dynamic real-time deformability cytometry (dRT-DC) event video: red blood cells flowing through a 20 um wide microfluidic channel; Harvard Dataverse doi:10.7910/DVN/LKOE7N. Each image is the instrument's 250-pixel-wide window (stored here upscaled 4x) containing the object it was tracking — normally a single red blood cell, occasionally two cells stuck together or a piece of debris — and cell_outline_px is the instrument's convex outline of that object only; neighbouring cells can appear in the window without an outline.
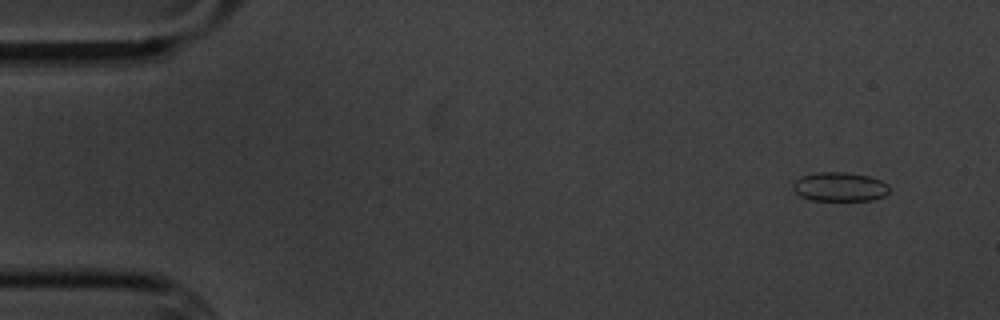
{"species": "common noctule bat (a hibernating species)", "species_latin": "Nyctalus noctula", "temperature_condition": "cold", "stored_images_in_passage": 6, "camera_frame_rate_fps": 3000, "um_per_image_px": 0.085, "animal": {"sex": "male", "body_mass_g": 20.1, "forearm_length_mm": 53.5}, "frame": {"image": 1, "passage_image": 2, "time_ms": 1.0, "image_size_px": [1000, 320], "cell_outline_px": [[888, 192], [884, 196], [872, 200], [812, 200], [800, 196], [792, 188], [792, 184], [800, 176], [816, 172], [844, 172], [868, 176], [880, 180], [888, 184]], "centroid_in_image_um": [71.35, 15.87], "position_along_channel_um": 13.7, "area_um2": 16.3}}
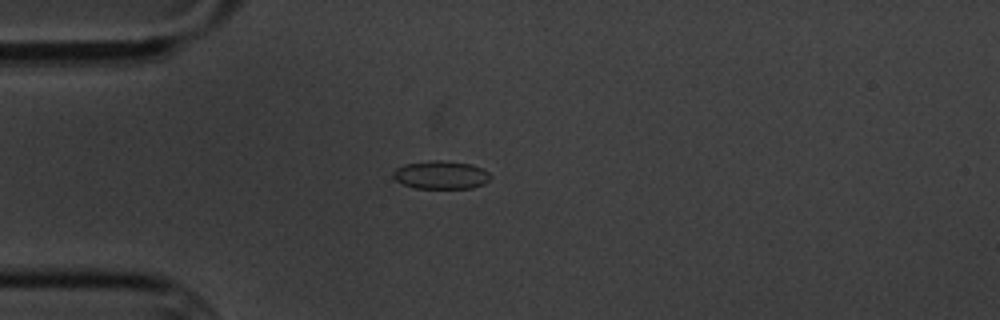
{"frame": {"image": 2, "passage_image": 5, "time_ms": 4.667, "image_size_px": [1000, 320], "cell_outline_px": [[492, 176], [484, 184], [472, 188], [416, 188], [404, 184], [396, 180], [392, 176], [392, 172], [396, 168], [404, 164], [436, 160], [440, 160], [472, 164], [488, 172]], "centroid_in_image_um": [37.48, 14.87], "position_along_channel_um": 47.5, "area_um2": 15.9}}